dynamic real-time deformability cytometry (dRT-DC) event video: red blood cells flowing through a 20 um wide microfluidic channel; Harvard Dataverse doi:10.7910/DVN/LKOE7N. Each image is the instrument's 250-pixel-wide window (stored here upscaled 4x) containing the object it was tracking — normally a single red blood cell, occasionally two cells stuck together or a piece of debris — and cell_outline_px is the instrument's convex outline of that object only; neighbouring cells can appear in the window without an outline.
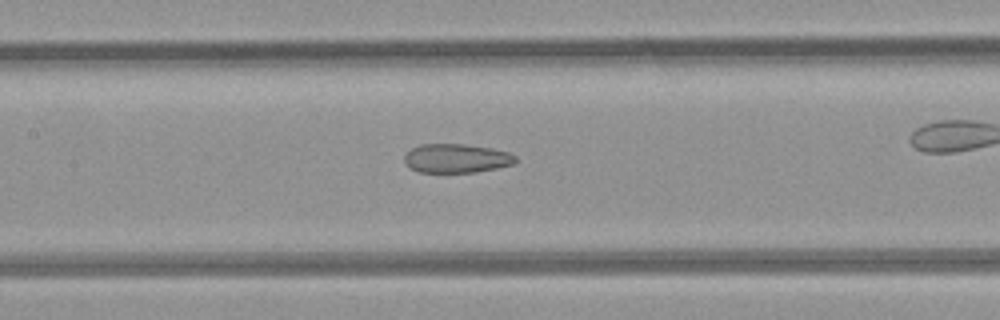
{"species": "common noctule bat (a hibernating species)", "species_latin": "Nyctalus noctula", "temperature_condition": "room temperature", "stored_images_in_passage": 24, "camera_frame_rate_fps": 3000, "um_per_image_px": 0.085, "animal": {"sex": "female", "body_mass_g": 21.9}, "frame": {"image": 1, "passage_image": 8, "time_ms": 2.333, "image_size_px": [1000, 320], "cell_outline_px": [[516, 160], [512, 164], [496, 168], [476, 172], [420, 172], [404, 164], [404, 156], [412, 148], [420, 144], [464, 144], [492, 148], [508, 152], [516, 156]], "centroid_in_image_um": [38.78, 13.45], "position_along_channel_um": 168.6, "area_um2": 18.67}}